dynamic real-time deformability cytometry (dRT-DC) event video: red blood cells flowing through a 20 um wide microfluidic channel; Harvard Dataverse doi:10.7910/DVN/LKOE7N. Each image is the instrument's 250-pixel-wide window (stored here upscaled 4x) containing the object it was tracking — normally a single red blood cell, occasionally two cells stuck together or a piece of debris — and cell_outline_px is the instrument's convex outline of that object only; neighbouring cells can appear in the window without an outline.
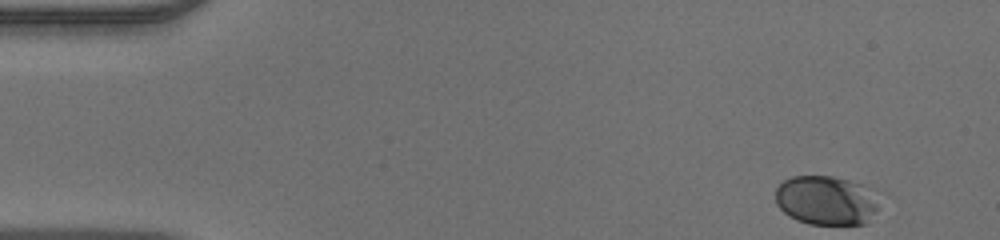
{"species": "human", "species_latin": "Homo sapiens", "temperature_condition": "warm", "stored_images_in_passage": 46, "camera_frame_rate_fps": 3000, "um_per_image_px": 0.085, "donor": {"sex": "male"}, "frame": {"image": 1, "passage_image": 1, "time_ms": 0.0, "image_size_px": [1000, 240], "cell_outline_px": [[880, 208], [868, 224], [808, 224], [796, 220], [788, 216], [776, 204], [776, 188], [784, 180], [792, 176], [832, 176], [848, 180], [860, 184]], "centroid_in_image_um": [70.16, 17.06], "position_along_channel_um": 14.8, "area_um2": 29.42}}
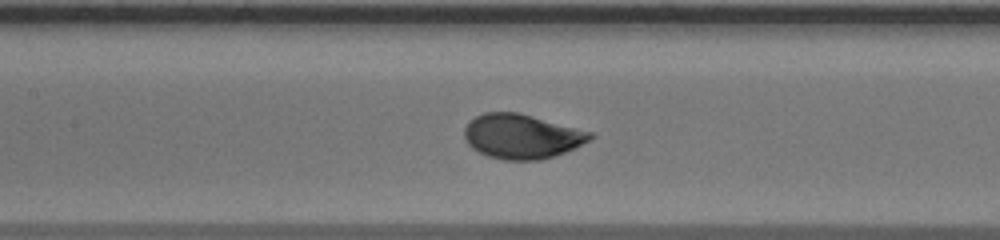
{"frame": {"image": 2, "passage_image": 20, "time_ms": 6.333, "image_size_px": [1000, 240], "cell_outline_px": [[596, 136], [576, 148], [540, 160], [504, 160], [488, 156], [472, 148], [468, 144], [464, 136], [464, 128], [476, 116], [484, 112], [520, 112], [592, 132]], "centroid_in_image_um": [44.36, 11.58], "position_along_channel_um": 163.0, "area_um2": 32.66}}
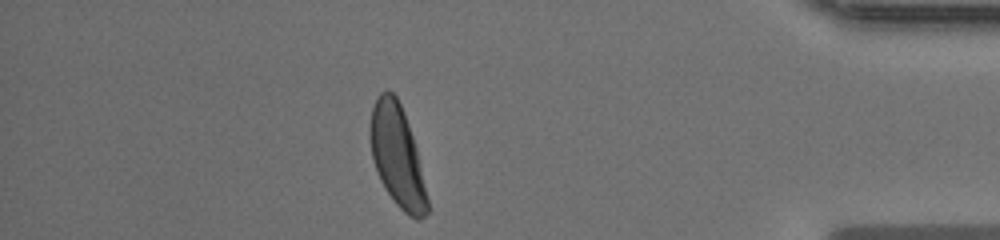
{"frame": {"image": 3, "passage_image": 40, "time_ms": 13.0, "image_size_px": [1000, 240], "cell_outline_px": [[428, 212], [420, 220], [416, 220], [408, 216], [396, 204], [380, 180], [372, 160], [368, 132], [368, 128], [372, 108], [376, 96], [380, 92], [388, 88], [396, 96], [404, 112], [416, 148], [428, 200]], "centroid_in_image_um": [33.73, 13.23], "position_along_channel_um": 401.5, "area_um2": 33.93}}